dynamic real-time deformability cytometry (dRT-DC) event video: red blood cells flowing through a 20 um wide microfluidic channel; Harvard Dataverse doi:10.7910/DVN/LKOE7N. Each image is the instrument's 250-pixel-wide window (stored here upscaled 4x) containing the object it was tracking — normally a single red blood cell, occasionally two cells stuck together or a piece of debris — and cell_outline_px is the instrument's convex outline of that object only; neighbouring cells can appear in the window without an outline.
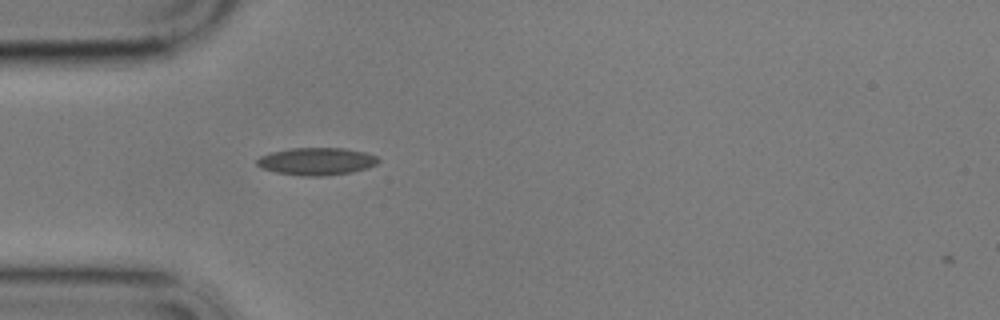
{"species": "common noctule bat (a hibernating species)", "species_latin": "Nyctalus noctula", "temperature_condition": "cold", "stored_images_in_passage": 2, "camera_frame_rate_fps": 3000, "um_per_image_px": 0.085, "animal": {"sex": "male", "body_mass_g": 17.9}, "frame": {"image": 1, "passage_image": 1, "time_ms": 0.0, "image_size_px": [1000, 320], "cell_outline_px": [[380, 160], [376, 164], [368, 168], [352, 172], [324, 176], [300, 176], [276, 172], [260, 168], [256, 164], [256, 160], [260, 156], [268, 152], [292, 148], [344, 148], [364, 152], [376, 156]], "centroid_in_image_um": [26.87, 13.72], "position_along_channel_um": 58.1, "area_um2": 19.59}}